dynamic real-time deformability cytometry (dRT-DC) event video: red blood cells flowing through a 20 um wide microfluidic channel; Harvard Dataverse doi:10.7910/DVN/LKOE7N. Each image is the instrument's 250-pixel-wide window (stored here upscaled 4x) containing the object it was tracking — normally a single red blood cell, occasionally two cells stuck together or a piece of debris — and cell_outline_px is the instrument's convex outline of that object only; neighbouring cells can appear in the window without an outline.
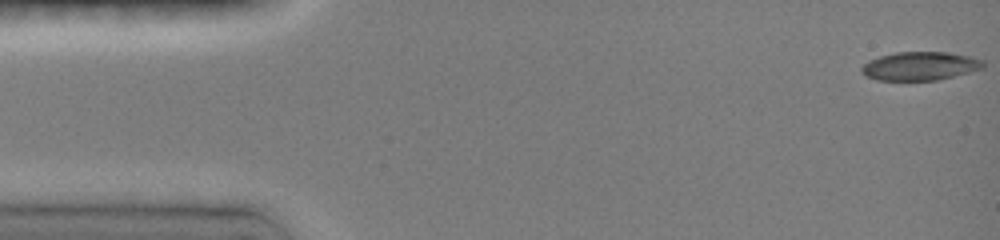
{"species": "common noctule bat (a hibernating species)", "species_latin": "Nyctalus noctula", "temperature_condition": "room temperature", "stored_images_in_passage": 14, "camera_frame_rate_fps": 3000, "um_per_image_px": 0.085, "animal": {"sex": "female", "body_mass_g": 19.0, "forearm_length_mm": 51.5}, "frame": {"image": 1, "passage_image": 1, "time_ms": 0.0, "image_size_px": [1000, 240], "cell_outline_px": [[984, 68], [936, 80], [876, 80], [860, 72], [860, 68], [868, 60], [880, 56], [896, 52], [948, 52], [968, 56], [984, 60]], "centroid_in_image_um": [78.18, 5.61], "position_along_channel_um": 6.8, "area_um2": 20.11}}
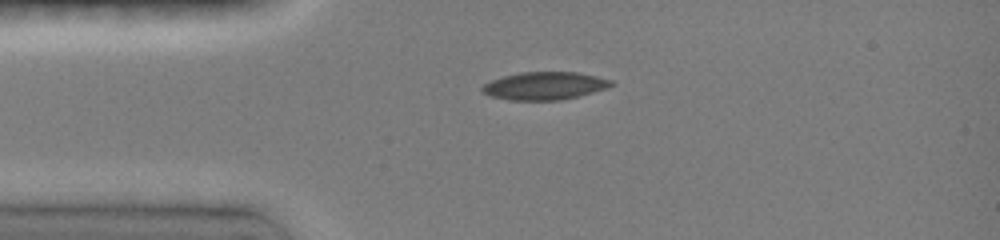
{"frame": {"image": 2, "passage_image": 7, "time_ms": 3.333, "image_size_px": [1000, 240], "cell_outline_px": [[616, 84], [608, 88], [560, 100], [508, 100], [492, 96], [480, 92], [480, 88], [484, 84], [492, 80], [504, 76], [520, 72], [576, 72], [596, 76], [612, 80]], "centroid_in_image_um": [46.28, 7.29], "position_along_channel_um": 38.7, "area_um2": 20.87}}
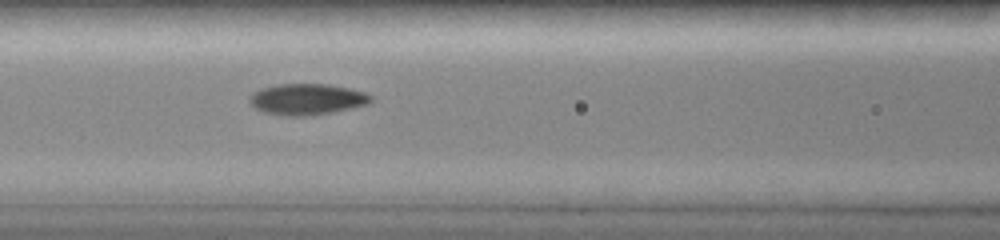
{"frame": {"image": 3, "passage_image": 12, "time_ms": 6.333, "image_size_px": [1000, 240], "cell_outline_px": [[372, 100], [368, 104], [352, 108], [332, 112], [308, 116], [284, 116], [264, 112], [256, 108], [248, 100], [248, 96], [252, 92], [260, 88], [276, 84], [328, 84], [368, 92], [372, 96]], "centroid_in_image_um": [26.09, 8.43], "position_along_channel_um": 140.5, "area_um2": 22.25}}